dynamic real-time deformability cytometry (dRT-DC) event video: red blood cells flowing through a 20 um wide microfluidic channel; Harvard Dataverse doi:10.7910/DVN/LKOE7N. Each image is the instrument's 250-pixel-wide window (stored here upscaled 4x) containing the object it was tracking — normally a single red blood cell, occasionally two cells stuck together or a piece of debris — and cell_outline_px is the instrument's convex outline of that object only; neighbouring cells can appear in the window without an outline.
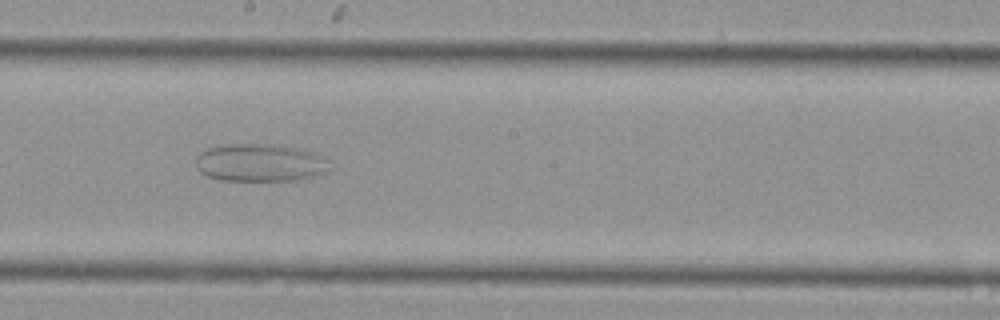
{"species": "Egyptian fruit bat (a non-hibernating species)", "species_latin": "Rousettus aegyptiacus", "temperature_condition": "cold", "stored_images_in_passage": 39, "camera_frame_rate_fps": 3000, "um_per_image_px": 0.085, "animal": {"sex": "female"}, "frame": {"image": 1, "passage_image": 20, "time_ms": 6.333, "image_size_px": [1000, 320], "cell_outline_px": [[332, 172], [296, 180], [220, 180], [208, 176], [200, 172], [196, 168], [196, 156], [200, 152], [208, 148], [224, 144], [272, 144], [296, 148], [312, 152], [328, 160]], "centroid_in_image_um": [22.11, 13.83], "position_along_channel_um": 226.1, "area_um2": 29.59}}
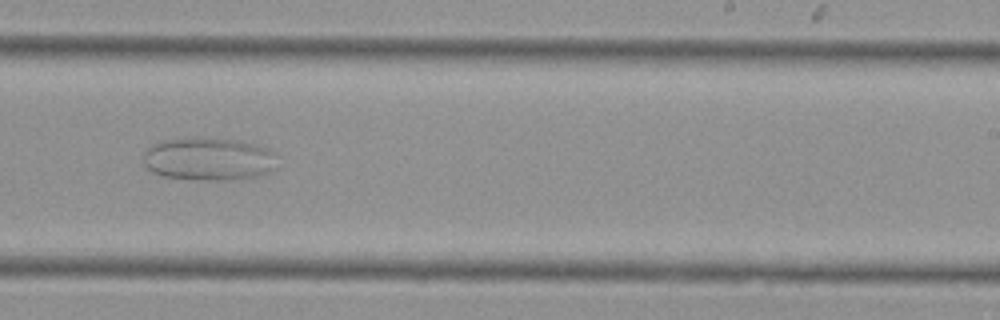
{"frame": {"image": 2, "passage_image": 23, "time_ms": 7.333, "image_size_px": [1000, 320], "cell_outline_px": [[276, 168], [272, 172], [260, 176], [236, 180], [196, 180], [164, 176], [152, 172], [144, 164], [144, 152], [152, 144], [164, 140], [236, 140], [256, 144], [268, 148], [276, 156]], "centroid_in_image_um": [17.8, 13.57], "position_along_channel_um": 271.2, "area_um2": 33.18}}